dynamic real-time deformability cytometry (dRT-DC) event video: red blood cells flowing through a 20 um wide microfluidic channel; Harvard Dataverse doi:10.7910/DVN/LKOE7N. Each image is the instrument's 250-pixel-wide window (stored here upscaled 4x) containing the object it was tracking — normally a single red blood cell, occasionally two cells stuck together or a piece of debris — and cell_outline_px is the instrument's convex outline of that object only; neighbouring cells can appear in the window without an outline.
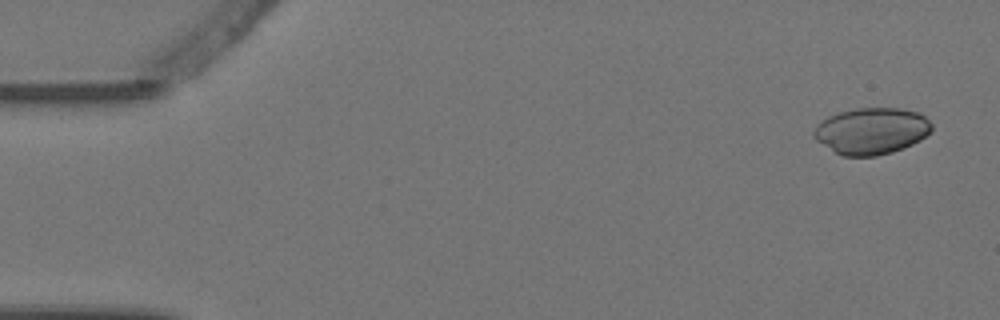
{"species": "Egyptian fruit bat (a non-hibernating species)", "species_latin": "Rousettus aegyptiacus", "temperature_condition": "warm", "stored_images_in_passage": 5, "camera_frame_rate_fps": 3000, "um_per_image_px": 0.085, "animal": {"sex": "female"}, "frame": {"image": 1, "passage_image": 1, "time_ms": 0.0, "image_size_px": [1000, 320], "cell_outline_px": [[932, 132], [920, 140], [904, 148], [892, 152], [876, 156], [844, 156], [836, 152], [816, 140], [812, 136], [812, 132], [816, 124], [828, 116], [840, 112], [856, 108], [900, 108], [916, 112], [924, 116], [932, 124]], "centroid_in_image_um": [74.07, 11.13], "position_along_channel_um": 10.9, "area_um2": 32.02}}